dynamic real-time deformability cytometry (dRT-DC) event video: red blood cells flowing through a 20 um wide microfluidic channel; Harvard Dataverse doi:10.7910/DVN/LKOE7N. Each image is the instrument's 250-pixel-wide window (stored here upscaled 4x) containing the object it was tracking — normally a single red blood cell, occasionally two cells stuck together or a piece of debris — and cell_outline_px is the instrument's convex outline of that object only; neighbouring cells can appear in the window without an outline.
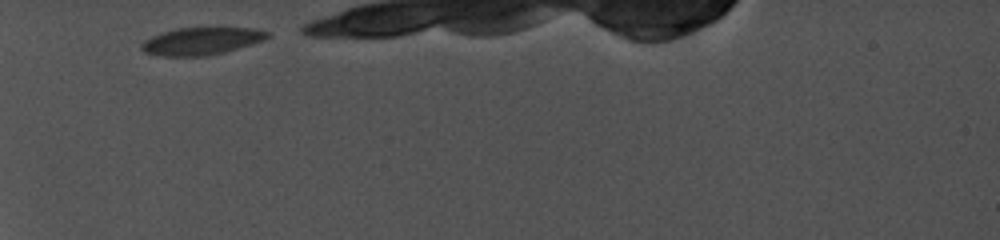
{"species": "common noctule bat (a hibernating species)", "species_latin": "Nyctalus noctula", "temperature_condition": "cold", "stored_images_in_passage": 24, "camera_frame_rate_fps": 5000, "um_per_image_px": 0.085, "animal": {"sex": "female", "body_mass_g": 19.0, "forearm_length_mm": 56.7}, "frame": {"image": 1, "passage_image": 1, "time_ms": 0.0, "image_size_px": [1000, 240], "cell_outline_px": [[268, 36], [260, 40], [232, 48], [216, 52], [148, 52], [140, 48], [140, 44], [144, 40], [160, 32], [176, 28], [252, 28], [268, 32]], "centroid_in_image_um": [17.1, 3.37], "position_along_channel_um": 67.9, "area_um2": 17.63}}